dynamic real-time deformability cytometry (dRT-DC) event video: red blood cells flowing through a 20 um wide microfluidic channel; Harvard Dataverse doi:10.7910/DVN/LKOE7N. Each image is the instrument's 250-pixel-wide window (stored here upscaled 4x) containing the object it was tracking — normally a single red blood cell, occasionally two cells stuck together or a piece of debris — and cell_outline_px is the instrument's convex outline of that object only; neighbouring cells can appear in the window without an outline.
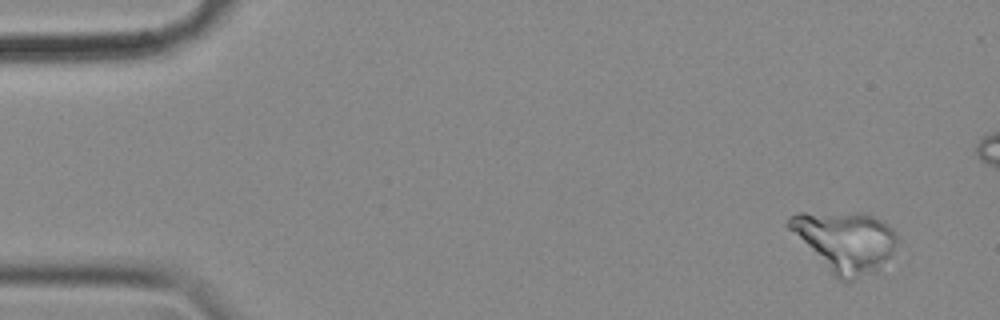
{"species": "common noctule bat (a hibernating species)", "species_latin": "Nyctalus noctula", "temperature_condition": "cold", "stored_images_in_passage": 58, "camera_frame_rate_fps": 3000, "um_per_image_px": 0.085, "animal": {"sex": "female", "body_mass_g": 18.4}, "frame": {"image": 1, "passage_image": 4, "time_ms": 1.0, "image_size_px": [1000, 320], "cell_outline_px": [[900, 240], [892, 252], [888, 256], [852, 280], [840, 280], [788, 228], [788, 220], [792, 216], [800, 212], [860, 212], [872, 216], [880, 220], [892, 228], [896, 232]], "centroid_in_image_um": [71.82, 20.42], "position_along_channel_um": 13.2, "area_um2": 36.36}}
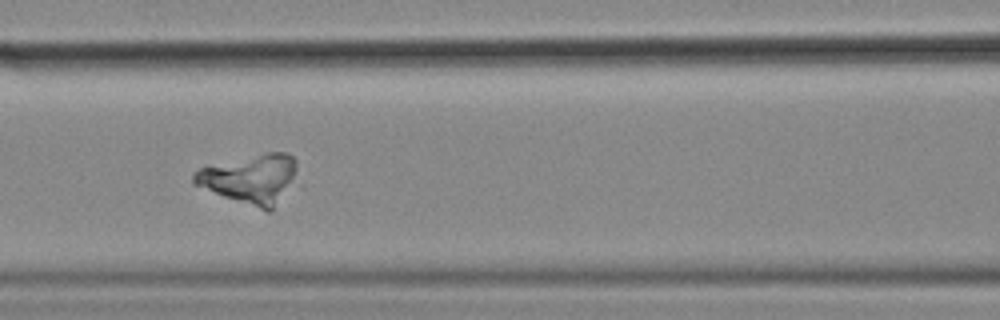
{"frame": {"image": 2, "passage_image": 25, "time_ms": 8.0, "image_size_px": [1000, 320], "cell_outline_px": [[296, 184], [272, 212], [268, 212], [224, 196], [192, 184], [192, 176], [200, 168], [268, 152], [284, 152], [292, 156], [296, 160]], "centroid_in_image_um": [21.38, 15.24], "position_along_channel_um": 145.2, "area_um2": 29.65}}
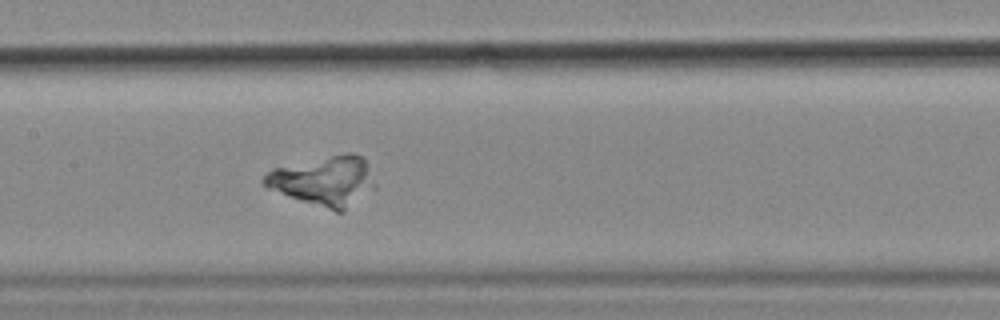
{"frame": {"image": 3, "passage_image": 28, "time_ms": 9.0, "image_size_px": [1000, 320], "cell_outline_px": [[376, 188], [344, 212], [336, 212], [264, 188], [264, 176], [272, 168], [348, 152], [352, 152], [364, 156]], "centroid_in_image_um": [27.56, 15.39], "position_along_channel_um": 179.8, "area_um2": 32.08}}